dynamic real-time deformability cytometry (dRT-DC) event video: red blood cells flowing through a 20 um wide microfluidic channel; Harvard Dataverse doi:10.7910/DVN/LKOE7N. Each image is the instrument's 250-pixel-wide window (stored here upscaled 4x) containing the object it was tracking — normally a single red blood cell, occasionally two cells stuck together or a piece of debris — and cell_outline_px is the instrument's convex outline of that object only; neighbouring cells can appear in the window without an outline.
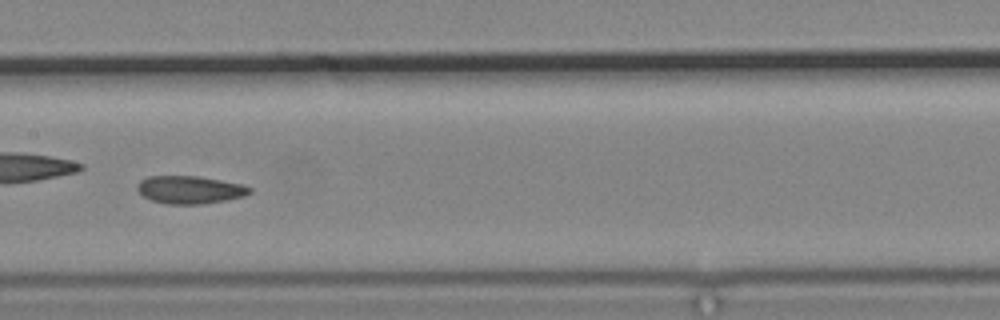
{"species": "common noctule bat (a hibernating species)", "species_latin": "Nyctalus noctula", "temperature_condition": "cold", "stored_images_in_passage": 9, "camera_frame_rate_fps": 3000, "um_per_image_px": 0.085, "animal": {"sex": "male", "body_mass_g": 19.2, "forearm_length_mm": 51.8}, "frame": {"image": 1, "passage_image": 6, "time_ms": 6.0, "image_size_px": [1000, 320], "cell_outline_px": [[252, 192], [244, 196], [228, 200], [200, 204], [168, 204], [152, 200], [144, 196], [136, 188], [140, 180], [148, 176], [196, 176], [220, 180], [240, 184], [252, 188]], "centroid_in_image_um": [16.14, 16.13], "position_along_channel_um": 191.3, "area_um2": 18.09}}
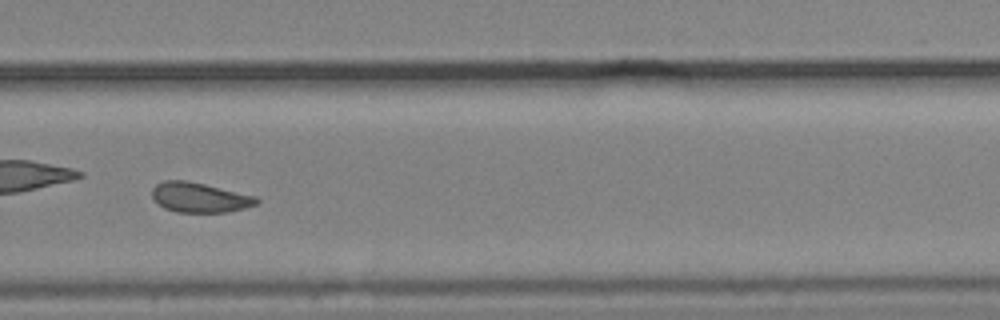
{"frame": {"image": 2, "passage_image": 9, "time_ms": 9.333, "image_size_px": [1000, 320], "cell_outline_px": [[260, 200], [256, 204], [244, 208], [228, 212], [176, 212], [164, 208], [152, 196], [152, 188], [156, 184], [164, 180], [188, 180], [256, 196]], "centroid_in_image_um": [16.96, 16.78], "position_along_channel_um": 312.8, "area_um2": 18.15}}